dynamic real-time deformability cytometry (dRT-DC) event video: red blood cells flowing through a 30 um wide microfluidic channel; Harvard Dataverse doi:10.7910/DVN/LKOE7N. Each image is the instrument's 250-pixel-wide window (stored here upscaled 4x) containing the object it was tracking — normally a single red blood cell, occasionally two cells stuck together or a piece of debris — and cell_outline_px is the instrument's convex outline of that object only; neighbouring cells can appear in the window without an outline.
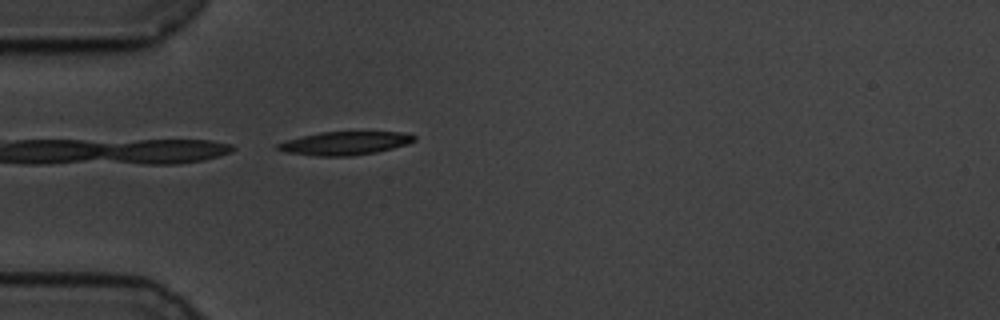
{"species": "common noctule bat (a hibernating species)", "species_latin": "Nyctalus noctula", "temperature_condition": "cold", "stored_images_in_passage": 43, "camera_frame_rate_fps": 3000, "um_per_image_px": 0.085, "animal": {"sex": "male", "body_mass_g": 19.5, "forearm_length_mm": 54.6}, "frame": {"image": 1, "passage_image": 1, "time_ms": 0.0, "image_size_px": [1000, 320], "cell_outline_px": [[416, 140], [408, 144], [376, 152], [352, 156], [316, 156], [284, 152], [276, 148], [276, 144], [288, 140], [320, 132], [404, 132], [416, 136]], "centroid_in_image_um": [29.34, 12.18], "position_along_channel_um": 55.7, "area_um2": 18.5}}
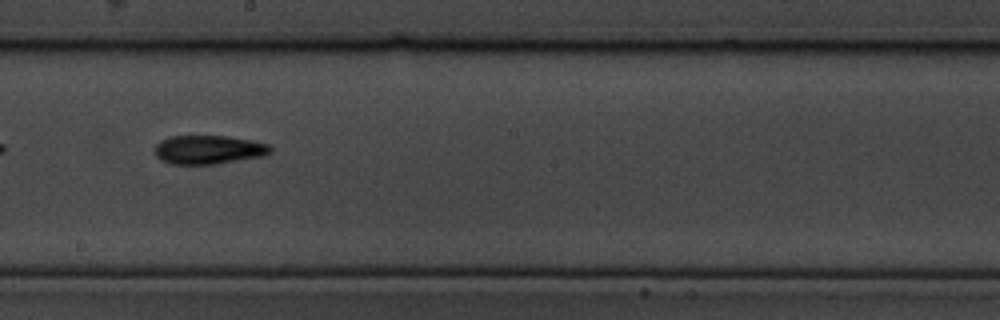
{"frame": {"image": 2, "passage_image": 17, "time_ms": 5.333, "image_size_px": [1000, 320], "cell_outline_px": [[272, 152], [264, 156], [216, 164], [172, 164], [160, 160], [156, 156], [156, 144], [160, 140], [172, 136], [228, 136], [268, 144], [272, 148]], "centroid_in_image_um": [17.73, 12.73], "position_along_channel_um": 230.5, "area_um2": 19.36}}
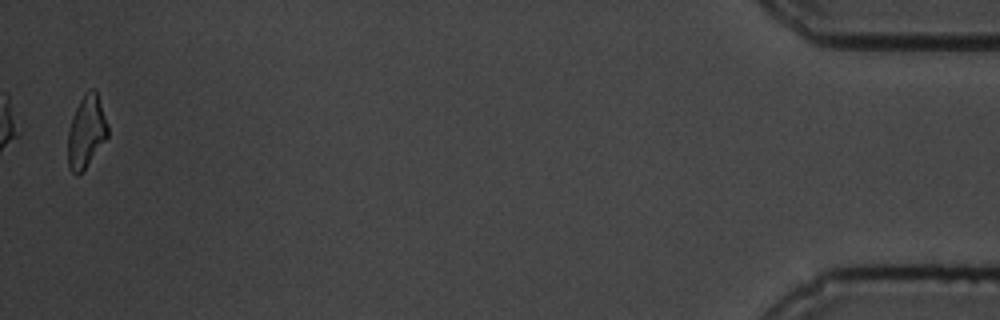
{"frame": {"image": 3, "passage_image": 42, "time_ms": 13.667, "image_size_px": [1000, 320], "cell_outline_px": [[108, 136], [84, 168], [76, 176], [68, 168], [68, 128], [76, 108], [84, 92], [88, 88], [96, 88], [108, 124]], "centroid_in_image_um": [7.33, 11.13], "position_along_channel_um": 427.9, "area_um2": 16.76}, "authors_computed_cell_mechanics": {"area_um2": 18.6694, "velocity_mm_per_s": 3.4082, "shape_relaxation_time_tau1_ms": 5.8796, "shape_relaxation_time_tau2_ms": 6.7496, "deformation_change_tau1": 0.1695, "deformation_change_tau2": 0.1602}}